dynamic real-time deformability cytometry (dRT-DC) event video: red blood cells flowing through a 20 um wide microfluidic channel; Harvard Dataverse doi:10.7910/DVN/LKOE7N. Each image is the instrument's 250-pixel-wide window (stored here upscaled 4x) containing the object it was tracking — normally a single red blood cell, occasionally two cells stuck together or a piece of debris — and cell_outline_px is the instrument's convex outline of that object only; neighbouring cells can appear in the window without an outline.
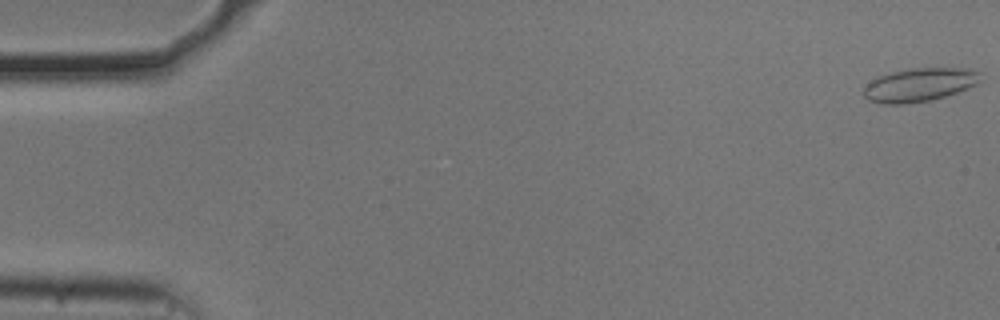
{"species": "common noctule bat (a hibernating species)", "species_latin": "Nyctalus noctula", "temperature_condition": "cold", "stored_images_in_passage": 52, "camera_frame_rate_fps": 3000, "um_per_image_px": 0.085, "animal": {"sex": "male", "body_mass_g": 20.5, "forearm_length_mm": 52.5}, "frame": {"image": 1, "passage_image": 1, "time_ms": 0.0, "image_size_px": [1000, 320], "cell_outline_px": [[980, 80], [976, 84], [956, 92], [932, 100], [904, 104], [880, 104], [868, 100], [864, 96], [864, 88], [876, 76], [908, 68], [972, 68], [980, 72]], "centroid_in_image_um": [78.13, 7.2], "position_along_channel_um": 6.9, "area_um2": 22.83}}
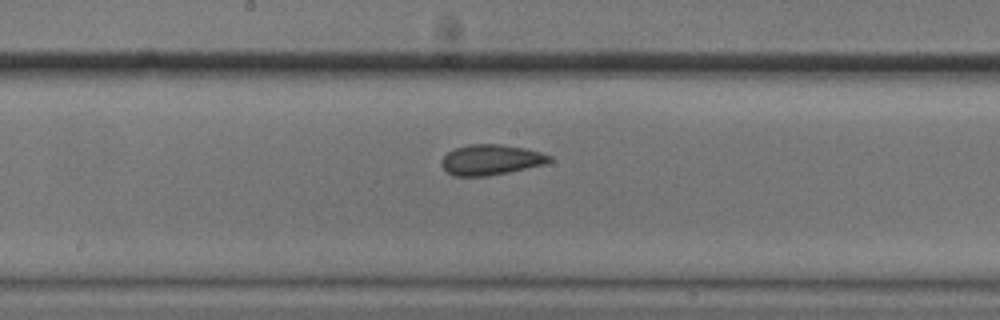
{"frame": {"image": 2, "passage_image": 29, "time_ms": 9.333, "image_size_px": [1000, 320], "cell_outline_px": [[552, 160], [548, 164], [488, 176], [452, 176], [440, 164], [440, 160], [448, 152], [456, 148], [468, 144], [500, 144], [524, 148], [540, 152], [552, 156]], "centroid_in_image_um": [41.73, 13.58], "position_along_channel_um": 206.5, "area_um2": 19.25}}
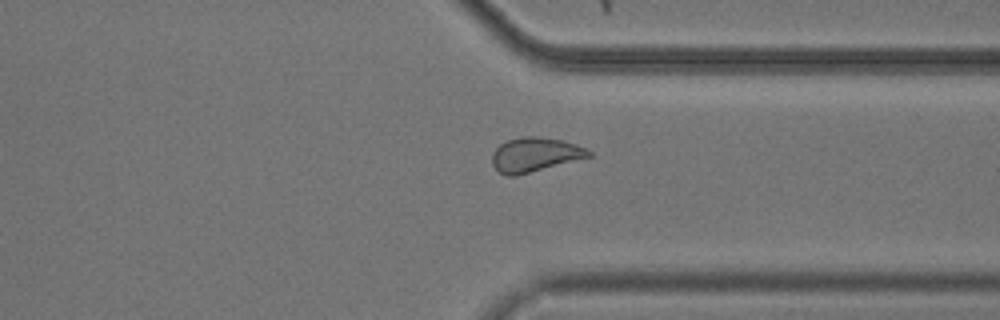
{"frame": {"image": 3, "passage_image": 42, "time_ms": 13.667, "image_size_px": [1000, 320], "cell_outline_px": [[592, 156], [516, 176], [508, 176], [500, 172], [492, 164], [492, 152], [500, 144], [508, 140], [520, 136], [536, 136], [564, 140], [576, 144], [592, 152]], "centroid_in_image_um": [45.46, 13.13], "position_along_channel_um": 365.9, "area_um2": 19.31}}